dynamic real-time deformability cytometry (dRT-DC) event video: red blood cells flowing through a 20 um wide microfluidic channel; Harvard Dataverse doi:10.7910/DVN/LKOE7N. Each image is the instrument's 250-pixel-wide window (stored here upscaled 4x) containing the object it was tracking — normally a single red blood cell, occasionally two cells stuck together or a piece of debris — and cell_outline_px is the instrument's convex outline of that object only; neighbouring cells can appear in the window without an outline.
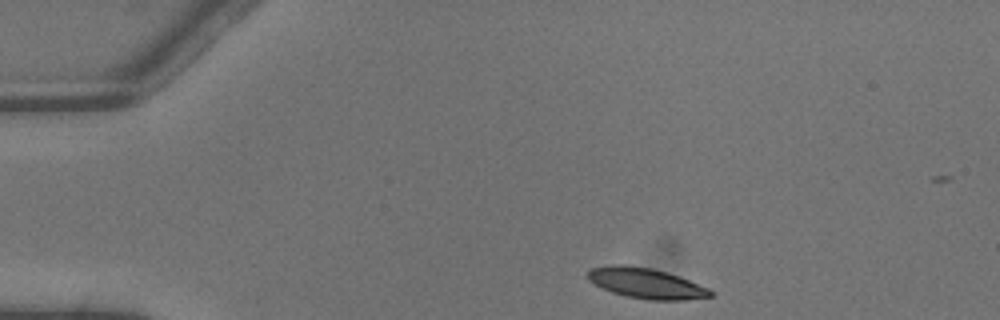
{"species": "common noctule bat (a hibernating species)", "species_latin": "Nyctalus noctula", "temperature_condition": "warm", "stored_images_in_passage": 3, "camera_frame_rate_fps": 3000, "um_per_image_px": 0.085, "animal": {"sex": "male", "body_mass_g": 13.3}, "frame": {"image": 1, "passage_image": 1, "time_ms": 0.0, "image_size_px": [1000, 320], "cell_outline_px": [[712, 296], [684, 300], [648, 300], [624, 296], [612, 292], [588, 280], [588, 272], [592, 268], [616, 264], [624, 264], [652, 268], [668, 272], [708, 288], [712, 292]], "centroid_in_image_um": [54.91, 24.07], "position_along_channel_um": 30.1, "area_um2": 21.56}}